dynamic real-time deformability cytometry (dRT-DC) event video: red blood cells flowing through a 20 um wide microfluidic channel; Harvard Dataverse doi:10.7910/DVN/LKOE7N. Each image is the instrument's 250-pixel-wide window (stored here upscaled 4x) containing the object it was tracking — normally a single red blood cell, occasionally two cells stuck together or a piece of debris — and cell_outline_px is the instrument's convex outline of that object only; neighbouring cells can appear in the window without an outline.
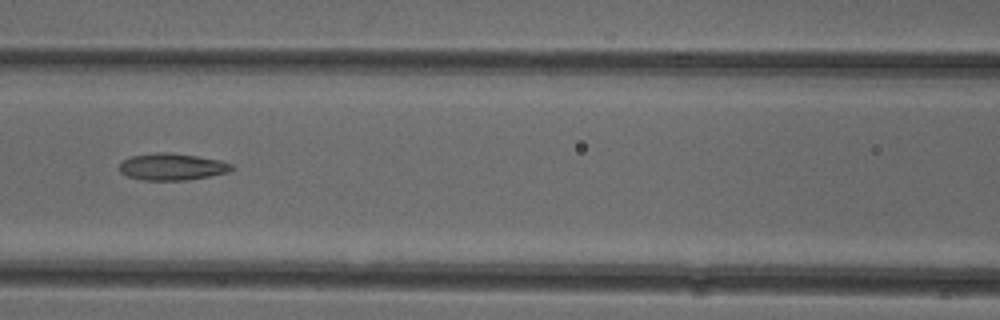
{"species": "common noctule bat (a hibernating species)", "species_latin": "Nyctalus noctula", "temperature_condition": "cold", "stored_images_in_passage": 6, "camera_frame_rate_fps": 3000, "um_per_image_px": 0.085, "animal": {"sex": "female"}, "frame": {"image": 1, "passage_image": 6, "time_ms": 6.667, "image_size_px": [1000, 320], "cell_outline_px": [[236, 168], [228, 172], [208, 176], [184, 180], [144, 180], [128, 176], [120, 172], [120, 164], [124, 160], [132, 156], [156, 152], [172, 152], [220, 160], [232, 164]], "centroid_in_image_um": [14.65, 14.17], "position_along_channel_um": 152.0, "area_um2": 17.46}}